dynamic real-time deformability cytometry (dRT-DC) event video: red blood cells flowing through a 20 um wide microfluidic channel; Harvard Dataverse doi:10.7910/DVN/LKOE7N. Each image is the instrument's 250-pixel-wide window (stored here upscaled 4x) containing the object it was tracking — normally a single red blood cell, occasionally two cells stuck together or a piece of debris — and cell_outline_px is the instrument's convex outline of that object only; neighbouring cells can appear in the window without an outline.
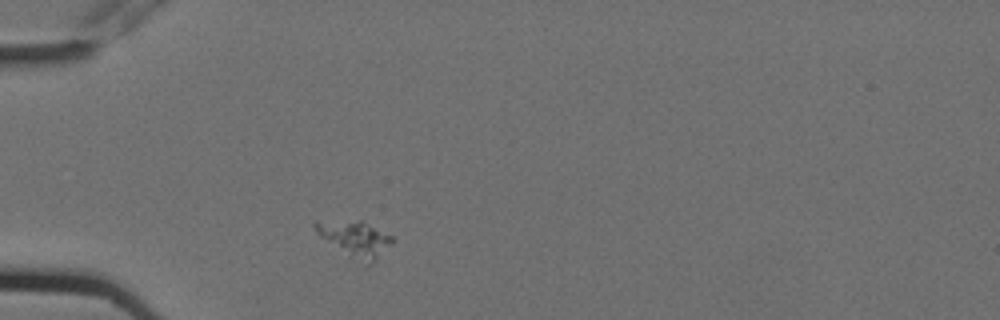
{"species": "Egyptian fruit bat (a non-hibernating species)", "species_latin": "Rousettus aegyptiacus", "temperature_condition": "cold", "stored_images_in_passage": 1, "camera_frame_rate_fps": 3000, "um_per_image_px": 0.085, "animal": {"sex": "female"}, "frame": {"image": 1, "passage_image": 1, "time_ms": 0.0, "image_size_px": [1000, 320], "cell_outline_px": [[396, 240], [392, 244], [368, 264], [320, 236], [316, 232], [312, 224], [316, 220], [364, 220], [392, 236]], "centroid_in_image_um": [30.19, 20.18], "position_along_channel_um": 54.8, "area_um2": 15.37}}